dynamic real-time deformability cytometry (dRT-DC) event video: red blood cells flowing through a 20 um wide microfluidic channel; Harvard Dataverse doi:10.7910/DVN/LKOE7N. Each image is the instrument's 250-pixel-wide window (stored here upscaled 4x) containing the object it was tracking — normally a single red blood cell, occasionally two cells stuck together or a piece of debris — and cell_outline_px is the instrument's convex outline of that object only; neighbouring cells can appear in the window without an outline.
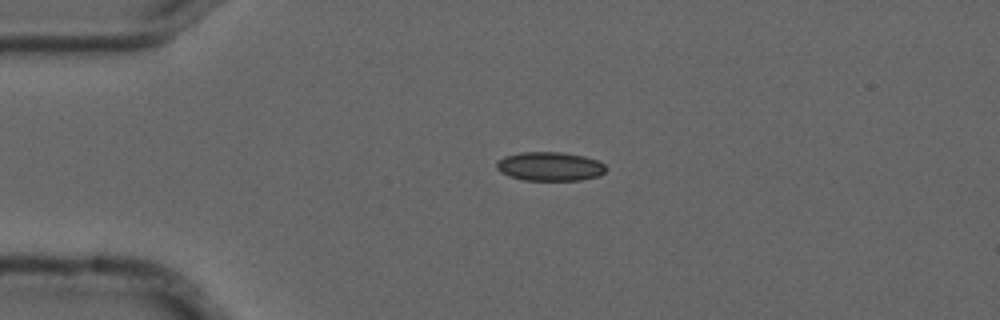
{"species": "common noctule bat (a hibernating species)", "species_latin": "Nyctalus noctula", "temperature_condition": "cold", "stored_images_in_passage": 2, "camera_frame_rate_fps": 3000, "um_per_image_px": 0.085, "animal": {"sex": "male", "forearm_length_mm": 52.5}, "frame": {"image": 1, "passage_image": 1, "time_ms": 0.0, "image_size_px": [1000, 320], "cell_outline_px": [[608, 168], [600, 176], [580, 180], [524, 180], [508, 176], [500, 172], [496, 168], [496, 164], [504, 156], [520, 152], [560, 152], [584, 156], [596, 160], [604, 164]], "centroid_in_image_um": [46.74, 14.15], "position_along_channel_um": 38.3, "area_um2": 18.5}}